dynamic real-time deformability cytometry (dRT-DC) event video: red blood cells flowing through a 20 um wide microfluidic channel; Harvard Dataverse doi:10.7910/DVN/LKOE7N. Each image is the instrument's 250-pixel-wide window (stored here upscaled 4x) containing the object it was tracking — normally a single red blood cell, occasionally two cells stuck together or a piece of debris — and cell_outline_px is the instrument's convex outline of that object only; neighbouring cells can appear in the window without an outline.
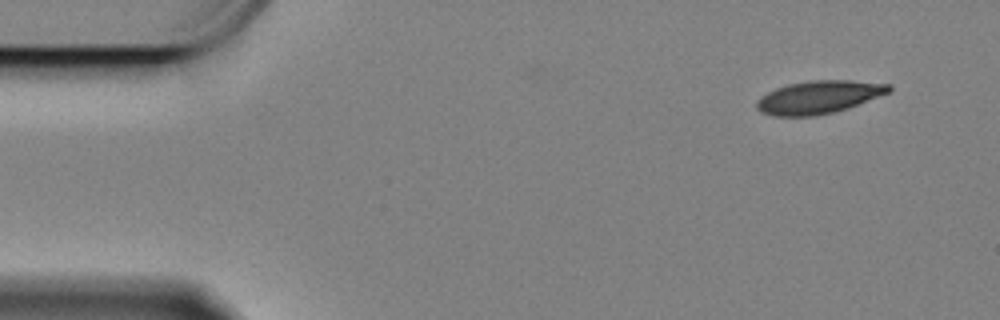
{"species": "Egyptian fruit bat (a non-hibernating species)", "species_latin": "Rousettus aegyptiacus", "temperature_condition": "cold", "stored_images_in_passage": 56, "camera_frame_rate_fps": 3000, "um_per_image_px": 0.085, "animal": {"sex": "female"}, "frame": {"image": 1, "passage_image": 1, "time_ms": 0.0, "image_size_px": [1000, 320], "cell_outline_px": [[892, 92], [848, 108], [836, 112], [816, 116], [772, 116], [760, 112], [756, 108], [756, 100], [760, 96], [776, 88], [788, 84], [808, 80], [848, 80], [892, 84]], "centroid_in_image_um": [69.6, 8.26], "position_along_channel_um": 15.4, "area_um2": 25.78}}
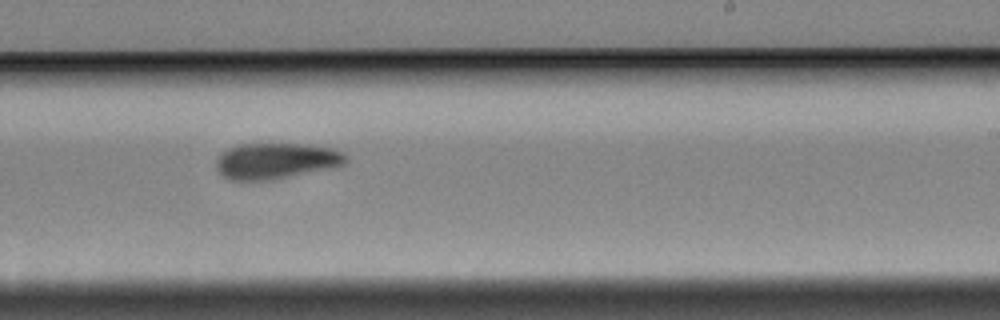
{"frame": {"image": 2, "passage_image": 32, "time_ms": 10.333, "image_size_px": [1000, 320], "cell_outline_px": [[348, 160], [344, 164], [272, 180], [232, 180], [224, 176], [216, 168], [216, 160], [220, 152], [228, 148], [240, 144], [312, 144], [332, 148], [340, 152]], "centroid_in_image_um": [23.4, 13.66], "position_along_channel_um": 265.6, "area_um2": 26.88}}
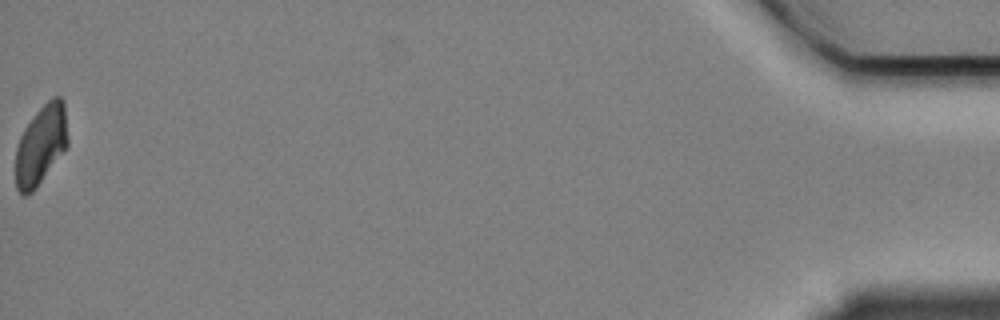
{"frame": {"image": 3, "passage_image": 56, "time_ms": 18.333, "image_size_px": [1000, 320], "cell_outline_px": [[68, 144], [36, 188], [32, 192], [24, 196], [16, 188], [16, 148], [20, 136], [24, 128], [36, 112], [52, 96], [60, 96], [64, 100], [68, 136]], "centroid_in_image_um": [3.48, 12.29], "position_along_channel_um": 431.7, "area_um2": 24.04}, "authors_computed_cell_mechanics": {"area_um2": 26.3857, "velocity_mm_per_s": 3.3234, "shape_relaxation_time_tau1_ms": 5.3319, "shape_relaxation_time_tau2_ms": 6.7043, "deformation_change_tau1": 0.1315, "deformation_change_tau2": 0.0997}}